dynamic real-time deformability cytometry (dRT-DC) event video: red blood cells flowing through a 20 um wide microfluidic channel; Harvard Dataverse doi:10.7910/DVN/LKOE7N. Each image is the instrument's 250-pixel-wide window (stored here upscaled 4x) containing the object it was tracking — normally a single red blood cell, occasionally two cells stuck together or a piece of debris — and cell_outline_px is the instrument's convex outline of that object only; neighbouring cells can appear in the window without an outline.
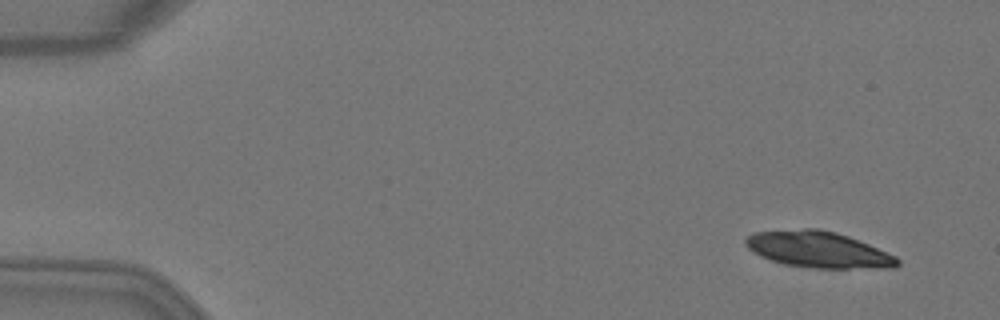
{"species": "Egyptian fruit bat (a non-hibernating species)", "species_latin": "Rousettus aegyptiacus", "temperature_condition": "warm", "stored_images_in_passage": 5, "camera_frame_rate_fps": 3000, "um_per_image_px": 0.085, "animal": {"sex": "female"}, "frame": {"image": 1, "passage_image": 2, "time_ms": 0.333, "image_size_px": [1000, 320], "cell_outline_px": [[900, 264], [896, 268], [812, 268], [784, 264], [760, 256], [752, 252], [744, 244], [744, 240], [748, 236], [756, 232], [804, 228], [816, 228], [836, 232], [848, 236], [868, 244], [896, 256], [900, 260]], "centroid_in_image_um": [69.56, 21.22], "position_along_channel_um": 15.4, "area_um2": 32.08}}